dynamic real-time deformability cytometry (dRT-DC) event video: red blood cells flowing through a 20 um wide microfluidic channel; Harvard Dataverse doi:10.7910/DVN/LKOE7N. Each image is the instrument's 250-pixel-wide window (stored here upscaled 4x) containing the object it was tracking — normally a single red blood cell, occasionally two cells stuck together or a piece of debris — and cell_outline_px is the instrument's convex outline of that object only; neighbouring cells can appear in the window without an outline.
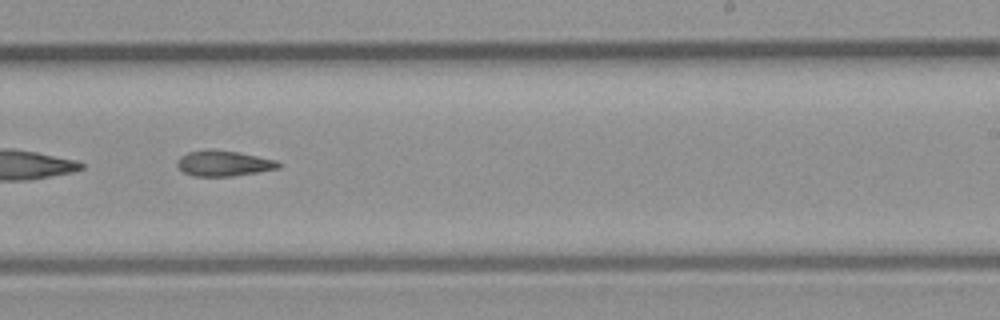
{"species": "common noctule bat (a hibernating species)", "species_latin": "Nyctalus noctula", "temperature_condition": "room temperature", "stored_images_in_passage": 30, "camera_frame_rate_fps": 3000, "um_per_image_px": 0.085, "animal": {"sex": "male", "body_mass_g": 23.1, "forearm_length_mm": 52.7}, "frame": {"image": 1, "passage_image": 18, "time_ms": 5.667, "image_size_px": [1000, 320], "cell_outline_px": [[284, 164], [280, 168], [232, 176], [192, 176], [176, 168], [176, 160], [180, 156], [188, 152], [236, 152], [276, 160]], "centroid_in_image_um": [19.01, 13.93], "position_along_channel_um": 270.0, "area_um2": 14.57}}